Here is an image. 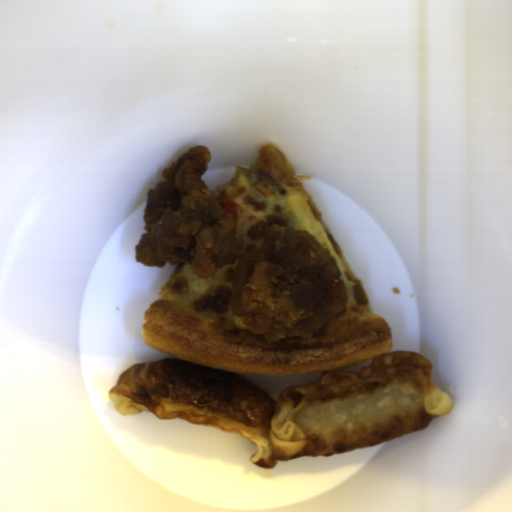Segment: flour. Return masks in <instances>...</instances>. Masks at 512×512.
<instances>
[{"label":"flour","mask_w":512,"mask_h":512,"mask_svg":"<svg viewBox=\"0 0 512 512\" xmlns=\"http://www.w3.org/2000/svg\"><path fill=\"white\" fill-rule=\"evenodd\" d=\"M432 372L424 355L395 351L359 373L324 371L317 382L287 386L275 401L242 375L167 358L128 366L108 398L123 416L152 413L238 434L257 449L249 461L273 469L394 440L451 413Z\"/></svg>","instance_id":"1"}]
</instances>
